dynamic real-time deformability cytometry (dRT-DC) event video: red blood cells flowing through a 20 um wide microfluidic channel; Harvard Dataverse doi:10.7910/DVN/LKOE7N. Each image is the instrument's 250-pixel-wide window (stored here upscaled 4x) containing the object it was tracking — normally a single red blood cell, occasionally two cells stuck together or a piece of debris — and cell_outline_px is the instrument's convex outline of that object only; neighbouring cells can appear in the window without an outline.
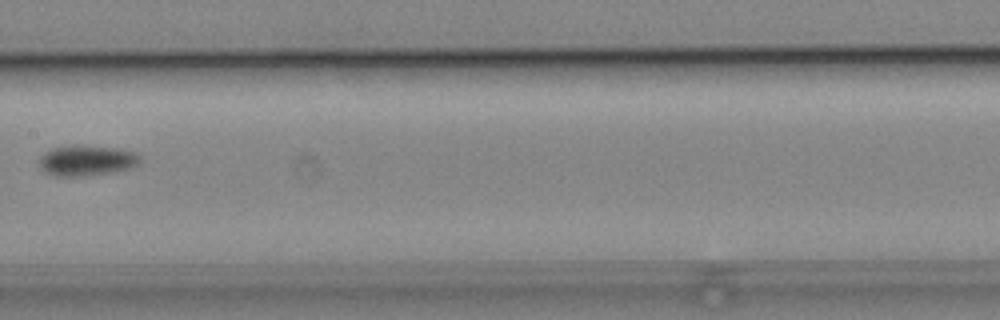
{"species": "common noctule bat (a hibernating species)", "species_latin": "Nyctalus noctula", "temperature_condition": "cold", "stored_images_in_passage": 6, "camera_frame_rate_fps": 3000, "um_per_image_px": 0.085, "animal": {"sex": "male", "body_mass_g": 19.2, "forearm_length_mm": 51.8}, "frame": {"image": 1, "passage_image": 6, "time_ms": 6.0, "image_size_px": [1000, 320], "cell_outline_px": [[140, 164], [132, 168], [112, 172], [72, 176], [60, 176], [48, 172], [40, 164], [40, 156], [44, 152], [52, 148], [72, 144], [116, 148], [136, 152], [140, 156]], "centroid_in_image_um": [7.42, 13.61], "position_along_channel_um": 200.0, "area_um2": 17.74}}